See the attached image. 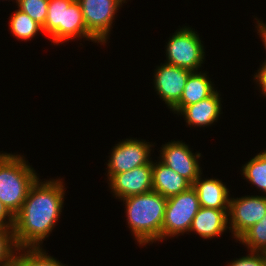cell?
<instances>
[{
    "label": "cell",
    "mask_w": 266,
    "mask_h": 266,
    "mask_svg": "<svg viewBox=\"0 0 266 266\" xmlns=\"http://www.w3.org/2000/svg\"><path fill=\"white\" fill-rule=\"evenodd\" d=\"M20 155L0 153V200L15 216L38 179Z\"/></svg>",
    "instance_id": "3957f363"
},
{
    "label": "cell",
    "mask_w": 266,
    "mask_h": 266,
    "mask_svg": "<svg viewBox=\"0 0 266 266\" xmlns=\"http://www.w3.org/2000/svg\"><path fill=\"white\" fill-rule=\"evenodd\" d=\"M261 66L262 67L258 70V73H256L254 78L259 82L258 84L262 89V93L266 96V63H263Z\"/></svg>",
    "instance_id": "4316f807"
},
{
    "label": "cell",
    "mask_w": 266,
    "mask_h": 266,
    "mask_svg": "<svg viewBox=\"0 0 266 266\" xmlns=\"http://www.w3.org/2000/svg\"><path fill=\"white\" fill-rule=\"evenodd\" d=\"M189 149L183 142H168L161 150L160 161L193 184L202 174L197 160L201 154L193 155Z\"/></svg>",
    "instance_id": "9c48e42d"
},
{
    "label": "cell",
    "mask_w": 266,
    "mask_h": 266,
    "mask_svg": "<svg viewBox=\"0 0 266 266\" xmlns=\"http://www.w3.org/2000/svg\"><path fill=\"white\" fill-rule=\"evenodd\" d=\"M27 251L14 259L13 266H65L61 262L57 261L55 258L46 255V252L42 251V248H22V250Z\"/></svg>",
    "instance_id": "7402d4cb"
},
{
    "label": "cell",
    "mask_w": 266,
    "mask_h": 266,
    "mask_svg": "<svg viewBox=\"0 0 266 266\" xmlns=\"http://www.w3.org/2000/svg\"><path fill=\"white\" fill-rule=\"evenodd\" d=\"M239 241L244 243L250 252L266 253V214L257 222L246 230L239 238Z\"/></svg>",
    "instance_id": "44dd1931"
},
{
    "label": "cell",
    "mask_w": 266,
    "mask_h": 266,
    "mask_svg": "<svg viewBox=\"0 0 266 266\" xmlns=\"http://www.w3.org/2000/svg\"><path fill=\"white\" fill-rule=\"evenodd\" d=\"M110 189L119 199L152 191V164L142 165L127 172L108 174Z\"/></svg>",
    "instance_id": "30bf717a"
},
{
    "label": "cell",
    "mask_w": 266,
    "mask_h": 266,
    "mask_svg": "<svg viewBox=\"0 0 266 266\" xmlns=\"http://www.w3.org/2000/svg\"><path fill=\"white\" fill-rule=\"evenodd\" d=\"M76 37H84L97 42V40L87 31L79 3L77 0H73L65 10L63 28L52 38V42L60 44L61 42H67V40Z\"/></svg>",
    "instance_id": "2e32d148"
},
{
    "label": "cell",
    "mask_w": 266,
    "mask_h": 266,
    "mask_svg": "<svg viewBox=\"0 0 266 266\" xmlns=\"http://www.w3.org/2000/svg\"><path fill=\"white\" fill-rule=\"evenodd\" d=\"M73 0H49L48 13L45 24L42 26L44 34L48 33L51 39L63 28L65 10Z\"/></svg>",
    "instance_id": "ac0fdd59"
},
{
    "label": "cell",
    "mask_w": 266,
    "mask_h": 266,
    "mask_svg": "<svg viewBox=\"0 0 266 266\" xmlns=\"http://www.w3.org/2000/svg\"><path fill=\"white\" fill-rule=\"evenodd\" d=\"M192 72L185 84L180 101L172 108V111L178 113L183 107L197 103L211 96L215 90L207 75L201 72Z\"/></svg>",
    "instance_id": "e0dca14e"
},
{
    "label": "cell",
    "mask_w": 266,
    "mask_h": 266,
    "mask_svg": "<svg viewBox=\"0 0 266 266\" xmlns=\"http://www.w3.org/2000/svg\"><path fill=\"white\" fill-rule=\"evenodd\" d=\"M249 256L232 261L229 266H266V253L251 252Z\"/></svg>",
    "instance_id": "d4e9b609"
},
{
    "label": "cell",
    "mask_w": 266,
    "mask_h": 266,
    "mask_svg": "<svg viewBox=\"0 0 266 266\" xmlns=\"http://www.w3.org/2000/svg\"><path fill=\"white\" fill-rule=\"evenodd\" d=\"M15 248L22 251L16 244L13 227L0 225V266L14 265Z\"/></svg>",
    "instance_id": "603a6c76"
},
{
    "label": "cell",
    "mask_w": 266,
    "mask_h": 266,
    "mask_svg": "<svg viewBox=\"0 0 266 266\" xmlns=\"http://www.w3.org/2000/svg\"><path fill=\"white\" fill-rule=\"evenodd\" d=\"M192 184L161 161L152 162V191L163 197H171L187 190Z\"/></svg>",
    "instance_id": "4fadbf2b"
},
{
    "label": "cell",
    "mask_w": 266,
    "mask_h": 266,
    "mask_svg": "<svg viewBox=\"0 0 266 266\" xmlns=\"http://www.w3.org/2000/svg\"><path fill=\"white\" fill-rule=\"evenodd\" d=\"M228 219V210L200 207L189 232L194 231L205 239H211L221 235L228 228Z\"/></svg>",
    "instance_id": "5bb4252c"
},
{
    "label": "cell",
    "mask_w": 266,
    "mask_h": 266,
    "mask_svg": "<svg viewBox=\"0 0 266 266\" xmlns=\"http://www.w3.org/2000/svg\"><path fill=\"white\" fill-rule=\"evenodd\" d=\"M155 72L154 85L157 93L172 109L181 99L190 70L168 63L159 66Z\"/></svg>",
    "instance_id": "8fae6325"
},
{
    "label": "cell",
    "mask_w": 266,
    "mask_h": 266,
    "mask_svg": "<svg viewBox=\"0 0 266 266\" xmlns=\"http://www.w3.org/2000/svg\"><path fill=\"white\" fill-rule=\"evenodd\" d=\"M195 189L200 207L217 210L229 209V191L218 179L201 180V176L192 184Z\"/></svg>",
    "instance_id": "7c38bea8"
},
{
    "label": "cell",
    "mask_w": 266,
    "mask_h": 266,
    "mask_svg": "<svg viewBox=\"0 0 266 266\" xmlns=\"http://www.w3.org/2000/svg\"><path fill=\"white\" fill-rule=\"evenodd\" d=\"M257 22H258L257 28H259L257 31L261 35L266 49V24L262 23L261 21L259 22V20ZM264 63H266V61Z\"/></svg>",
    "instance_id": "83f0119b"
},
{
    "label": "cell",
    "mask_w": 266,
    "mask_h": 266,
    "mask_svg": "<svg viewBox=\"0 0 266 266\" xmlns=\"http://www.w3.org/2000/svg\"><path fill=\"white\" fill-rule=\"evenodd\" d=\"M59 180V181H58ZM58 180L35 181L20 211L15 215L14 236L19 248H39L55 227L64 201V186Z\"/></svg>",
    "instance_id": "6da1fadb"
},
{
    "label": "cell",
    "mask_w": 266,
    "mask_h": 266,
    "mask_svg": "<svg viewBox=\"0 0 266 266\" xmlns=\"http://www.w3.org/2000/svg\"><path fill=\"white\" fill-rule=\"evenodd\" d=\"M6 219L8 221H6ZM14 224H15V216L9 211V209L0 200V225L14 228Z\"/></svg>",
    "instance_id": "484cf974"
},
{
    "label": "cell",
    "mask_w": 266,
    "mask_h": 266,
    "mask_svg": "<svg viewBox=\"0 0 266 266\" xmlns=\"http://www.w3.org/2000/svg\"><path fill=\"white\" fill-rule=\"evenodd\" d=\"M200 209L199 199L193 186L168 197L162 226V240L190 230L194 216Z\"/></svg>",
    "instance_id": "277c9868"
},
{
    "label": "cell",
    "mask_w": 266,
    "mask_h": 266,
    "mask_svg": "<svg viewBox=\"0 0 266 266\" xmlns=\"http://www.w3.org/2000/svg\"><path fill=\"white\" fill-rule=\"evenodd\" d=\"M49 0H17L19 10L29 15L39 25L45 24Z\"/></svg>",
    "instance_id": "cb8c5ba5"
},
{
    "label": "cell",
    "mask_w": 266,
    "mask_h": 266,
    "mask_svg": "<svg viewBox=\"0 0 266 266\" xmlns=\"http://www.w3.org/2000/svg\"><path fill=\"white\" fill-rule=\"evenodd\" d=\"M9 26L13 35L19 40H28L38 31L43 32L41 25L19 9L12 14Z\"/></svg>",
    "instance_id": "d6986e66"
},
{
    "label": "cell",
    "mask_w": 266,
    "mask_h": 266,
    "mask_svg": "<svg viewBox=\"0 0 266 266\" xmlns=\"http://www.w3.org/2000/svg\"><path fill=\"white\" fill-rule=\"evenodd\" d=\"M126 0H77L87 31L99 42L106 43L116 11Z\"/></svg>",
    "instance_id": "8992f818"
},
{
    "label": "cell",
    "mask_w": 266,
    "mask_h": 266,
    "mask_svg": "<svg viewBox=\"0 0 266 266\" xmlns=\"http://www.w3.org/2000/svg\"><path fill=\"white\" fill-rule=\"evenodd\" d=\"M121 200L126 205L129 228L140 245L162 240L166 197L150 191Z\"/></svg>",
    "instance_id": "7a4b0ae2"
},
{
    "label": "cell",
    "mask_w": 266,
    "mask_h": 266,
    "mask_svg": "<svg viewBox=\"0 0 266 266\" xmlns=\"http://www.w3.org/2000/svg\"><path fill=\"white\" fill-rule=\"evenodd\" d=\"M140 140L126 139L119 142L115 147L108 162V174L127 172L133 168L146 164H152L149 159L151 144Z\"/></svg>",
    "instance_id": "ba28073f"
},
{
    "label": "cell",
    "mask_w": 266,
    "mask_h": 266,
    "mask_svg": "<svg viewBox=\"0 0 266 266\" xmlns=\"http://www.w3.org/2000/svg\"><path fill=\"white\" fill-rule=\"evenodd\" d=\"M219 92L216 90L211 96L197 103L183 107L178 113L184 115L188 125H211L221 112Z\"/></svg>",
    "instance_id": "9a60e30c"
},
{
    "label": "cell",
    "mask_w": 266,
    "mask_h": 266,
    "mask_svg": "<svg viewBox=\"0 0 266 266\" xmlns=\"http://www.w3.org/2000/svg\"><path fill=\"white\" fill-rule=\"evenodd\" d=\"M192 30L184 27L169 39L166 63L195 72L203 63L205 52L199 35Z\"/></svg>",
    "instance_id": "5b68a950"
},
{
    "label": "cell",
    "mask_w": 266,
    "mask_h": 266,
    "mask_svg": "<svg viewBox=\"0 0 266 266\" xmlns=\"http://www.w3.org/2000/svg\"><path fill=\"white\" fill-rule=\"evenodd\" d=\"M242 171L248 181L266 193V150L246 163Z\"/></svg>",
    "instance_id": "ffe728a7"
},
{
    "label": "cell",
    "mask_w": 266,
    "mask_h": 266,
    "mask_svg": "<svg viewBox=\"0 0 266 266\" xmlns=\"http://www.w3.org/2000/svg\"><path fill=\"white\" fill-rule=\"evenodd\" d=\"M266 214V196H245L230 198L228 216L231 221L230 230L234 238H238L251 226L259 222Z\"/></svg>",
    "instance_id": "52a82bcc"
}]
</instances>
